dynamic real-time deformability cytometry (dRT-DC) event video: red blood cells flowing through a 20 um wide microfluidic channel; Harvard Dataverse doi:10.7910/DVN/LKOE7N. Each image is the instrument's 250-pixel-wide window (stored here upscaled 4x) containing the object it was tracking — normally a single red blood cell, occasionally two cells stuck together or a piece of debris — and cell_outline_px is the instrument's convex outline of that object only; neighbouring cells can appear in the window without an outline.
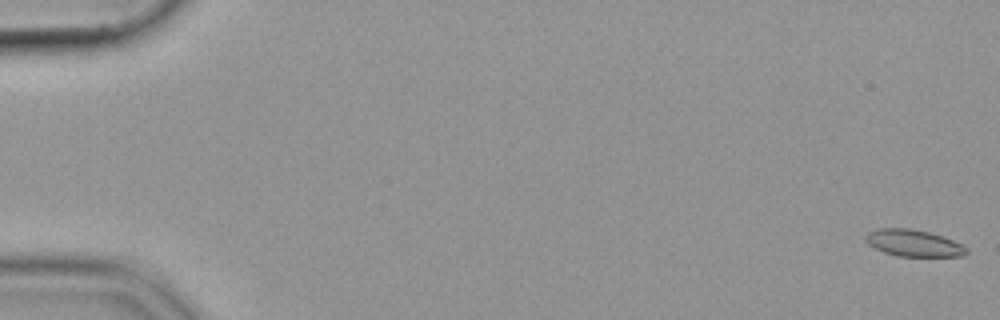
{"species": "common noctule bat (a hibernating species)", "species_latin": "Nyctalus noctula", "temperature_condition": "cold", "stored_images_in_passage": 55, "camera_frame_rate_fps": 3000, "um_per_image_px": 0.085, "animal": {"sex": "female", "body_mass_g": 19.9}, "frame": {"image": 1, "passage_image": 1, "time_ms": 0.0, "image_size_px": [1000, 320], "cell_outline_px": [[968, 252], [964, 256], [896, 256], [884, 252], [868, 244], [864, 240], [864, 236], [868, 232], [880, 228], [908, 228], [928, 232], [952, 240], [968, 248]], "centroid_in_image_um": [77.62, 20.66], "position_along_channel_um": 7.4, "area_um2": 15.61}}
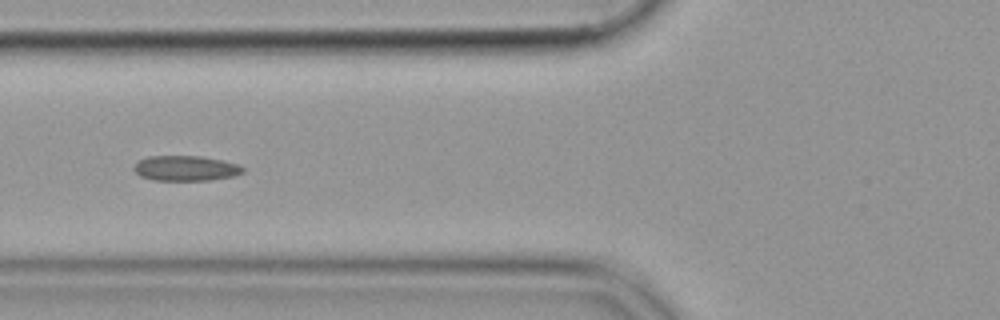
{"frame": {"image": 2, "passage_image": 22, "time_ms": 7.0, "image_size_px": [1000, 320], "cell_outline_px": [[244, 172], [236, 176], [212, 180], [152, 180], [140, 176], [132, 168], [140, 160], [148, 156], [200, 156], [220, 160], [236, 164], [244, 168]], "centroid_in_image_um": [15.79, 14.31], "position_along_channel_um": 110.0, "area_um2": 15.95}}
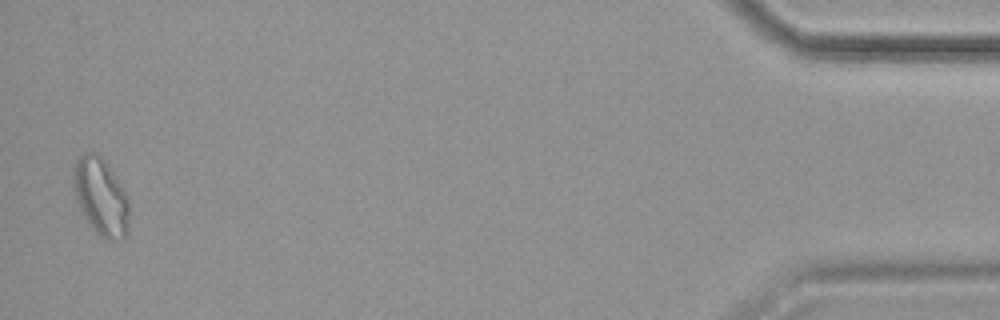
{"frame": {"image": 3, "passage_image": 54, "time_ms": 17.667, "image_size_px": [1000, 320], "cell_outline_px": [[128, 232], [124, 240], [104, 240], [92, 228], [80, 212], [76, 200], [72, 184], [72, 164], [80, 156], [88, 152], [96, 152], [108, 164], [124, 192], [128, 200]], "centroid_in_image_um": [8.53, 16.74], "position_along_channel_um": 426.7, "area_um2": 25.49}}